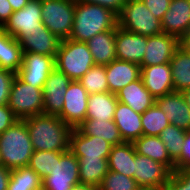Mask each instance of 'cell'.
Masks as SVG:
<instances>
[{
	"label": "cell",
	"instance_id": "cell-1",
	"mask_svg": "<svg viewBox=\"0 0 190 190\" xmlns=\"http://www.w3.org/2000/svg\"><path fill=\"white\" fill-rule=\"evenodd\" d=\"M34 151H69L73 130L57 115L38 114L23 119Z\"/></svg>",
	"mask_w": 190,
	"mask_h": 190
},
{
	"label": "cell",
	"instance_id": "cell-2",
	"mask_svg": "<svg viewBox=\"0 0 190 190\" xmlns=\"http://www.w3.org/2000/svg\"><path fill=\"white\" fill-rule=\"evenodd\" d=\"M118 15L98 4L76 1L73 29L69 39L87 42L94 35L116 29Z\"/></svg>",
	"mask_w": 190,
	"mask_h": 190
},
{
	"label": "cell",
	"instance_id": "cell-3",
	"mask_svg": "<svg viewBox=\"0 0 190 190\" xmlns=\"http://www.w3.org/2000/svg\"><path fill=\"white\" fill-rule=\"evenodd\" d=\"M34 152L24 120H17L0 134V159L8 169L26 167Z\"/></svg>",
	"mask_w": 190,
	"mask_h": 190
},
{
	"label": "cell",
	"instance_id": "cell-4",
	"mask_svg": "<svg viewBox=\"0 0 190 190\" xmlns=\"http://www.w3.org/2000/svg\"><path fill=\"white\" fill-rule=\"evenodd\" d=\"M94 65L87 42L61 40L55 57L56 69L66 74L72 81H78Z\"/></svg>",
	"mask_w": 190,
	"mask_h": 190
},
{
	"label": "cell",
	"instance_id": "cell-5",
	"mask_svg": "<svg viewBox=\"0 0 190 190\" xmlns=\"http://www.w3.org/2000/svg\"><path fill=\"white\" fill-rule=\"evenodd\" d=\"M117 18L118 27L135 34L154 36L162 33L161 21L142 0H127Z\"/></svg>",
	"mask_w": 190,
	"mask_h": 190
},
{
	"label": "cell",
	"instance_id": "cell-6",
	"mask_svg": "<svg viewBox=\"0 0 190 190\" xmlns=\"http://www.w3.org/2000/svg\"><path fill=\"white\" fill-rule=\"evenodd\" d=\"M76 0H41L42 23L59 39H69Z\"/></svg>",
	"mask_w": 190,
	"mask_h": 190
},
{
	"label": "cell",
	"instance_id": "cell-7",
	"mask_svg": "<svg viewBox=\"0 0 190 190\" xmlns=\"http://www.w3.org/2000/svg\"><path fill=\"white\" fill-rule=\"evenodd\" d=\"M8 107L23 120L43 114V90L14 77L10 88Z\"/></svg>",
	"mask_w": 190,
	"mask_h": 190
},
{
	"label": "cell",
	"instance_id": "cell-8",
	"mask_svg": "<svg viewBox=\"0 0 190 190\" xmlns=\"http://www.w3.org/2000/svg\"><path fill=\"white\" fill-rule=\"evenodd\" d=\"M79 182V160L69 150L56 158L55 166L42 179V186L47 190H71Z\"/></svg>",
	"mask_w": 190,
	"mask_h": 190
},
{
	"label": "cell",
	"instance_id": "cell-9",
	"mask_svg": "<svg viewBox=\"0 0 190 190\" xmlns=\"http://www.w3.org/2000/svg\"><path fill=\"white\" fill-rule=\"evenodd\" d=\"M55 69V57L23 53L22 65L16 76L24 83L43 89L49 74Z\"/></svg>",
	"mask_w": 190,
	"mask_h": 190
},
{
	"label": "cell",
	"instance_id": "cell-10",
	"mask_svg": "<svg viewBox=\"0 0 190 190\" xmlns=\"http://www.w3.org/2000/svg\"><path fill=\"white\" fill-rule=\"evenodd\" d=\"M172 173L166 165L136 153L133 178L139 187L163 189Z\"/></svg>",
	"mask_w": 190,
	"mask_h": 190
},
{
	"label": "cell",
	"instance_id": "cell-11",
	"mask_svg": "<svg viewBox=\"0 0 190 190\" xmlns=\"http://www.w3.org/2000/svg\"><path fill=\"white\" fill-rule=\"evenodd\" d=\"M88 96L79 81H72L64 95L63 109L57 116L72 128L78 127L86 119Z\"/></svg>",
	"mask_w": 190,
	"mask_h": 190
},
{
	"label": "cell",
	"instance_id": "cell-12",
	"mask_svg": "<svg viewBox=\"0 0 190 190\" xmlns=\"http://www.w3.org/2000/svg\"><path fill=\"white\" fill-rule=\"evenodd\" d=\"M41 0H29L20 10L15 11L2 27L9 35L17 38L22 31L42 30Z\"/></svg>",
	"mask_w": 190,
	"mask_h": 190
},
{
	"label": "cell",
	"instance_id": "cell-13",
	"mask_svg": "<svg viewBox=\"0 0 190 190\" xmlns=\"http://www.w3.org/2000/svg\"><path fill=\"white\" fill-rule=\"evenodd\" d=\"M181 44L182 42L177 37L163 32L147 36V46L141 66L170 63L172 56Z\"/></svg>",
	"mask_w": 190,
	"mask_h": 190
},
{
	"label": "cell",
	"instance_id": "cell-14",
	"mask_svg": "<svg viewBox=\"0 0 190 190\" xmlns=\"http://www.w3.org/2000/svg\"><path fill=\"white\" fill-rule=\"evenodd\" d=\"M72 80L54 69L43 86V114L58 115L64 106V95Z\"/></svg>",
	"mask_w": 190,
	"mask_h": 190
},
{
	"label": "cell",
	"instance_id": "cell-15",
	"mask_svg": "<svg viewBox=\"0 0 190 190\" xmlns=\"http://www.w3.org/2000/svg\"><path fill=\"white\" fill-rule=\"evenodd\" d=\"M23 53H36L56 57L61 39L45 26L42 30L22 31L15 38Z\"/></svg>",
	"mask_w": 190,
	"mask_h": 190
},
{
	"label": "cell",
	"instance_id": "cell-16",
	"mask_svg": "<svg viewBox=\"0 0 190 190\" xmlns=\"http://www.w3.org/2000/svg\"><path fill=\"white\" fill-rule=\"evenodd\" d=\"M161 27L163 33L173 35L182 42L190 30V0H171Z\"/></svg>",
	"mask_w": 190,
	"mask_h": 190
},
{
	"label": "cell",
	"instance_id": "cell-17",
	"mask_svg": "<svg viewBox=\"0 0 190 190\" xmlns=\"http://www.w3.org/2000/svg\"><path fill=\"white\" fill-rule=\"evenodd\" d=\"M146 46L147 36L135 34L120 27L115 29L117 59L141 66Z\"/></svg>",
	"mask_w": 190,
	"mask_h": 190
},
{
	"label": "cell",
	"instance_id": "cell-18",
	"mask_svg": "<svg viewBox=\"0 0 190 190\" xmlns=\"http://www.w3.org/2000/svg\"><path fill=\"white\" fill-rule=\"evenodd\" d=\"M112 145L97 136H85L77 128H73L70 134L69 150L77 158H107Z\"/></svg>",
	"mask_w": 190,
	"mask_h": 190
},
{
	"label": "cell",
	"instance_id": "cell-19",
	"mask_svg": "<svg viewBox=\"0 0 190 190\" xmlns=\"http://www.w3.org/2000/svg\"><path fill=\"white\" fill-rule=\"evenodd\" d=\"M141 79L155 99L174 92L170 63L141 66Z\"/></svg>",
	"mask_w": 190,
	"mask_h": 190
},
{
	"label": "cell",
	"instance_id": "cell-20",
	"mask_svg": "<svg viewBox=\"0 0 190 190\" xmlns=\"http://www.w3.org/2000/svg\"><path fill=\"white\" fill-rule=\"evenodd\" d=\"M155 103L165 113L170 124L182 130H190V107L181 92H171L155 99Z\"/></svg>",
	"mask_w": 190,
	"mask_h": 190
},
{
	"label": "cell",
	"instance_id": "cell-21",
	"mask_svg": "<svg viewBox=\"0 0 190 190\" xmlns=\"http://www.w3.org/2000/svg\"><path fill=\"white\" fill-rule=\"evenodd\" d=\"M105 69L109 92L112 94L141 77V66L128 61L115 59L105 65Z\"/></svg>",
	"mask_w": 190,
	"mask_h": 190
},
{
	"label": "cell",
	"instance_id": "cell-22",
	"mask_svg": "<svg viewBox=\"0 0 190 190\" xmlns=\"http://www.w3.org/2000/svg\"><path fill=\"white\" fill-rule=\"evenodd\" d=\"M113 121L117 125L123 142H134L143 135L141 114L130 106L118 101Z\"/></svg>",
	"mask_w": 190,
	"mask_h": 190
},
{
	"label": "cell",
	"instance_id": "cell-23",
	"mask_svg": "<svg viewBox=\"0 0 190 190\" xmlns=\"http://www.w3.org/2000/svg\"><path fill=\"white\" fill-rule=\"evenodd\" d=\"M115 95L118 101L130 106L140 114H143L155 103V98L145 88L141 77L126 85Z\"/></svg>",
	"mask_w": 190,
	"mask_h": 190
},
{
	"label": "cell",
	"instance_id": "cell-24",
	"mask_svg": "<svg viewBox=\"0 0 190 190\" xmlns=\"http://www.w3.org/2000/svg\"><path fill=\"white\" fill-rule=\"evenodd\" d=\"M137 154L151 158L175 171V162L170 158L165 144L159 136L142 135L133 142Z\"/></svg>",
	"mask_w": 190,
	"mask_h": 190
},
{
	"label": "cell",
	"instance_id": "cell-25",
	"mask_svg": "<svg viewBox=\"0 0 190 190\" xmlns=\"http://www.w3.org/2000/svg\"><path fill=\"white\" fill-rule=\"evenodd\" d=\"M87 44L95 65H107L117 59L115 29L94 35Z\"/></svg>",
	"mask_w": 190,
	"mask_h": 190
},
{
	"label": "cell",
	"instance_id": "cell-26",
	"mask_svg": "<svg viewBox=\"0 0 190 190\" xmlns=\"http://www.w3.org/2000/svg\"><path fill=\"white\" fill-rule=\"evenodd\" d=\"M135 155L136 151L132 142L112 146L107 159L109 170L133 178Z\"/></svg>",
	"mask_w": 190,
	"mask_h": 190
},
{
	"label": "cell",
	"instance_id": "cell-27",
	"mask_svg": "<svg viewBox=\"0 0 190 190\" xmlns=\"http://www.w3.org/2000/svg\"><path fill=\"white\" fill-rule=\"evenodd\" d=\"M23 51L19 42L0 28V68L17 73L22 65Z\"/></svg>",
	"mask_w": 190,
	"mask_h": 190
},
{
	"label": "cell",
	"instance_id": "cell-28",
	"mask_svg": "<svg viewBox=\"0 0 190 190\" xmlns=\"http://www.w3.org/2000/svg\"><path fill=\"white\" fill-rule=\"evenodd\" d=\"M85 136H97L112 146L123 143L120 131L113 120L85 119L76 127Z\"/></svg>",
	"mask_w": 190,
	"mask_h": 190
},
{
	"label": "cell",
	"instance_id": "cell-29",
	"mask_svg": "<svg viewBox=\"0 0 190 190\" xmlns=\"http://www.w3.org/2000/svg\"><path fill=\"white\" fill-rule=\"evenodd\" d=\"M174 91L190 88V53L181 44L170 60Z\"/></svg>",
	"mask_w": 190,
	"mask_h": 190
},
{
	"label": "cell",
	"instance_id": "cell-30",
	"mask_svg": "<svg viewBox=\"0 0 190 190\" xmlns=\"http://www.w3.org/2000/svg\"><path fill=\"white\" fill-rule=\"evenodd\" d=\"M117 103L116 95L111 92L90 94L86 119L113 120Z\"/></svg>",
	"mask_w": 190,
	"mask_h": 190
},
{
	"label": "cell",
	"instance_id": "cell-31",
	"mask_svg": "<svg viewBox=\"0 0 190 190\" xmlns=\"http://www.w3.org/2000/svg\"><path fill=\"white\" fill-rule=\"evenodd\" d=\"M79 160L80 183L98 188L109 171L107 158H77Z\"/></svg>",
	"mask_w": 190,
	"mask_h": 190
},
{
	"label": "cell",
	"instance_id": "cell-32",
	"mask_svg": "<svg viewBox=\"0 0 190 190\" xmlns=\"http://www.w3.org/2000/svg\"><path fill=\"white\" fill-rule=\"evenodd\" d=\"M42 186V179L28 166L11 169L7 190H37Z\"/></svg>",
	"mask_w": 190,
	"mask_h": 190
},
{
	"label": "cell",
	"instance_id": "cell-33",
	"mask_svg": "<svg viewBox=\"0 0 190 190\" xmlns=\"http://www.w3.org/2000/svg\"><path fill=\"white\" fill-rule=\"evenodd\" d=\"M141 123L143 135L147 136H159L162 130L170 124L167 116L156 103L141 114Z\"/></svg>",
	"mask_w": 190,
	"mask_h": 190
},
{
	"label": "cell",
	"instance_id": "cell-34",
	"mask_svg": "<svg viewBox=\"0 0 190 190\" xmlns=\"http://www.w3.org/2000/svg\"><path fill=\"white\" fill-rule=\"evenodd\" d=\"M105 65H94L78 81L88 94L109 92Z\"/></svg>",
	"mask_w": 190,
	"mask_h": 190
},
{
	"label": "cell",
	"instance_id": "cell-35",
	"mask_svg": "<svg viewBox=\"0 0 190 190\" xmlns=\"http://www.w3.org/2000/svg\"><path fill=\"white\" fill-rule=\"evenodd\" d=\"M185 135V130L180 129L173 124H169L159 134L161 141L165 144L170 158L174 162L180 157Z\"/></svg>",
	"mask_w": 190,
	"mask_h": 190
},
{
	"label": "cell",
	"instance_id": "cell-36",
	"mask_svg": "<svg viewBox=\"0 0 190 190\" xmlns=\"http://www.w3.org/2000/svg\"><path fill=\"white\" fill-rule=\"evenodd\" d=\"M66 151H34L30 157L28 167L33 169L43 179L55 166L56 158Z\"/></svg>",
	"mask_w": 190,
	"mask_h": 190
},
{
	"label": "cell",
	"instance_id": "cell-37",
	"mask_svg": "<svg viewBox=\"0 0 190 190\" xmlns=\"http://www.w3.org/2000/svg\"><path fill=\"white\" fill-rule=\"evenodd\" d=\"M139 187L134 178L109 170L103 177L98 190H136Z\"/></svg>",
	"mask_w": 190,
	"mask_h": 190
},
{
	"label": "cell",
	"instance_id": "cell-38",
	"mask_svg": "<svg viewBox=\"0 0 190 190\" xmlns=\"http://www.w3.org/2000/svg\"><path fill=\"white\" fill-rule=\"evenodd\" d=\"M163 190H190V170H175Z\"/></svg>",
	"mask_w": 190,
	"mask_h": 190
},
{
	"label": "cell",
	"instance_id": "cell-39",
	"mask_svg": "<svg viewBox=\"0 0 190 190\" xmlns=\"http://www.w3.org/2000/svg\"><path fill=\"white\" fill-rule=\"evenodd\" d=\"M15 73L0 68V106L8 104L11 84Z\"/></svg>",
	"mask_w": 190,
	"mask_h": 190
},
{
	"label": "cell",
	"instance_id": "cell-40",
	"mask_svg": "<svg viewBox=\"0 0 190 190\" xmlns=\"http://www.w3.org/2000/svg\"><path fill=\"white\" fill-rule=\"evenodd\" d=\"M175 170H190V130L186 131L180 157L175 161Z\"/></svg>",
	"mask_w": 190,
	"mask_h": 190
},
{
	"label": "cell",
	"instance_id": "cell-41",
	"mask_svg": "<svg viewBox=\"0 0 190 190\" xmlns=\"http://www.w3.org/2000/svg\"><path fill=\"white\" fill-rule=\"evenodd\" d=\"M152 14L162 20L165 13L168 11L171 0H142Z\"/></svg>",
	"mask_w": 190,
	"mask_h": 190
},
{
	"label": "cell",
	"instance_id": "cell-42",
	"mask_svg": "<svg viewBox=\"0 0 190 190\" xmlns=\"http://www.w3.org/2000/svg\"><path fill=\"white\" fill-rule=\"evenodd\" d=\"M19 120L8 104L0 106V134Z\"/></svg>",
	"mask_w": 190,
	"mask_h": 190
},
{
	"label": "cell",
	"instance_id": "cell-43",
	"mask_svg": "<svg viewBox=\"0 0 190 190\" xmlns=\"http://www.w3.org/2000/svg\"><path fill=\"white\" fill-rule=\"evenodd\" d=\"M76 1L83 3L98 4L100 6L112 10L118 15L122 9V6L126 3L127 0H76Z\"/></svg>",
	"mask_w": 190,
	"mask_h": 190
},
{
	"label": "cell",
	"instance_id": "cell-44",
	"mask_svg": "<svg viewBox=\"0 0 190 190\" xmlns=\"http://www.w3.org/2000/svg\"><path fill=\"white\" fill-rule=\"evenodd\" d=\"M14 13L8 0H0V28H2L9 17Z\"/></svg>",
	"mask_w": 190,
	"mask_h": 190
},
{
	"label": "cell",
	"instance_id": "cell-45",
	"mask_svg": "<svg viewBox=\"0 0 190 190\" xmlns=\"http://www.w3.org/2000/svg\"><path fill=\"white\" fill-rule=\"evenodd\" d=\"M11 176V169L0 165V190H7L8 182Z\"/></svg>",
	"mask_w": 190,
	"mask_h": 190
},
{
	"label": "cell",
	"instance_id": "cell-46",
	"mask_svg": "<svg viewBox=\"0 0 190 190\" xmlns=\"http://www.w3.org/2000/svg\"><path fill=\"white\" fill-rule=\"evenodd\" d=\"M8 1L14 12L22 9L29 2V0H8Z\"/></svg>",
	"mask_w": 190,
	"mask_h": 190
},
{
	"label": "cell",
	"instance_id": "cell-47",
	"mask_svg": "<svg viewBox=\"0 0 190 190\" xmlns=\"http://www.w3.org/2000/svg\"><path fill=\"white\" fill-rule=\"evenodd\" d=\"M71 190H98V189L89 184H84V183L79 182V183L75 184Z\"/></svg>",
	"mask_w": 190,
	"mask_h": 190
},
{
	"label": "cell",
	"instance_id": "cell-48",
	"mask_svg": "<svg viewBox=\"0 0 190 190\" xmlns=\"http://www.w3.org/2000/svg\"><path fill=\"white\" fill-rule=\"evenodd\" d=\"M181 93L185 99L186 104L190 107V88L183 90Z\"/></svg>",
	"mask_w": 190,
	"mask_h": 190
},
{
	"label": "cell",
	"instance_id": "cell-49",
	"mask_svg": "<svg viewBox=\"0 0 190 190\" xmlns=\"http://www.w3.org/2000/svg\"><path fill=\"white\" fill-rule=\"evenodd\" d=\"M182 45L189 51L190 53V41H182Z\"/></svg>",
	"mask_w": 190,
	"mask_h": 190
},
{
	"label": "cell",
	"instance_id": "cell-50",
	"mask_svg": "<svg viewBox=\"0 0 190 190\" xmlns=\"http://www.w3.org/2000/svg\"><path fill=\"white\" fill-rule=\"evenodd\" d=\"M136 190H163V189L151 188V187H138Z\"/></svg>",
	"mask_w": 190,
	"mask_h": 190
},
{
	"label": "cell",
	"instance_id": "cell-51",
	"mask_svg": "<svg viewBox=\"0 0 190 190\" xmlns=\"http://www.w3.org/2000/svg\"><path fill=\"white\" fill-rule=\"evenodd\" d=\"M183 41H190V30Z\"/></svg>",
	"mask_w": 190,
	"mask_h": 190
},
{
	"label": "cell",
	"instance_id": "cell-52",
	"mask_svg": "<svg viewBox=\"0 0 190 190\" xmlns=\"http://www.w3.org/2000/svg\"><path fill=\"white\" fill-rule=\"evenodd\" d=\"M37 190H47L46 188H44L43 186H41L39 189Z\"/></svg>",
	"mask_w": 190,
	"mask_h": 190
}]
</instances>
